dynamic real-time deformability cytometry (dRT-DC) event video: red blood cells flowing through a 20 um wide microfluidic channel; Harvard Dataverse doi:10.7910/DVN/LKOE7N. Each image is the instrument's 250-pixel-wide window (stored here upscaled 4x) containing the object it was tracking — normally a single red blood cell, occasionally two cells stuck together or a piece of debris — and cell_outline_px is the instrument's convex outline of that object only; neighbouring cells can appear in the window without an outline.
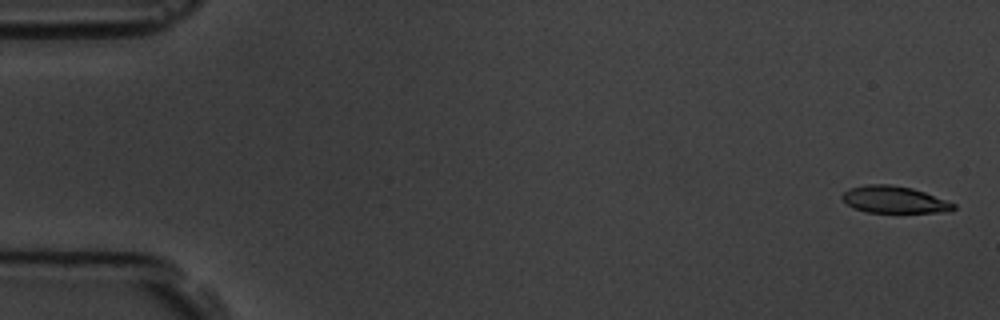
{"species": "common noctule bat (a hibernating species)", "species_latin": "Nyctalus noctula", "temperature_condition": "room temperature", "stored_images_in_passage": 13, "camera_frame_rate_fps": 3000, "um_per_image_px": 0.085, "animal": {"sex": "male", "body_mass_g": 19.5, "forearm_length_mm": 54.6}, "frame": {"image": 1, "passage_image": 1, "time_ms": 0.0, "image_size_px": [1000, 320], "cell_outline_px": [[956, 208], [952, 212], [868, 212], [856, 208], [848, 204], [840, 196], [848, 188], [864, 184], [888, 184], [912, 188], [924, 192], [956, 204]], "centroid_in_image_um": [76.02, 16.96], "position_along_channel_um": 9.0, "area_um2": 17.4}}
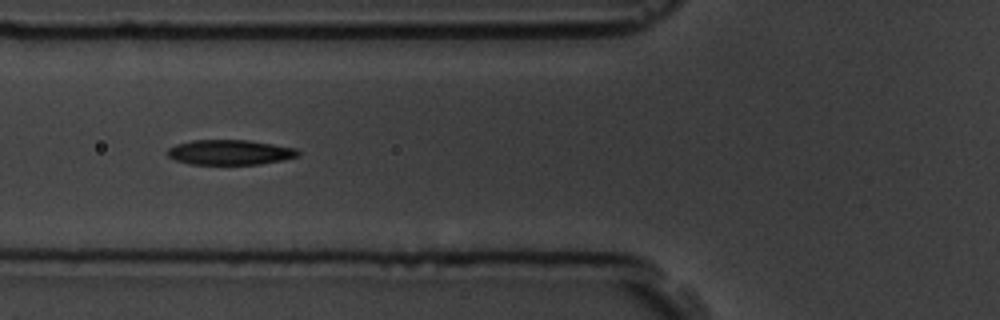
{"frame": {"image": 2, "passage_image": 6, "time_ms": 6.667, "image_size_px": [1000, 320], "cell_outline_px": [[300, 152], [296, 156], [280, 160], [260, 164], [192, 164], [176, 160], [168, 156], [168, 148], [176, 144], [192, 140], [248, 140], [296, 148]], "centroid_in_image_um": [19.52, 12.94], "position_along_channel_um": 106.3, "area_um2": 18.79}}
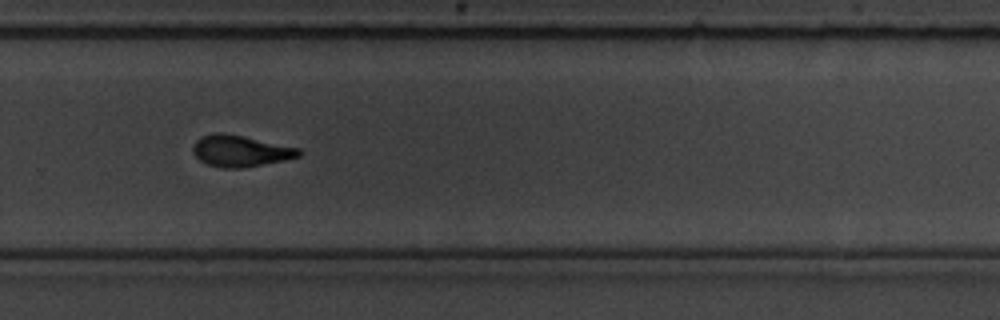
{"frame": {"image": 3, "passage_image": 11, "time_ms": 12.333, "image_size_px": [1000, 320], "cell_outline_px": [[304, 152], [300, 156], [284, 160], [240, 168], [220, 168], [208, 164], [200, 160], [192, 152], [192, 148], [196, 140], [200, 136], [216, 132], [220, 132], [244, 136], [300, 148]], "centroid_in_image_um": [20.43, 12.82], "position_along_channel_um": 309.4, "area_um2": 19.42}, "authors_computed_cell_mechanics": {"area_um2": 19.074, "velocity_mm_per_s": 3.5968, "shape_relaxation_time_tau1_ms": 3.3001, "shape_relaxation_time_tau2_ms": 2.8614, "deformation_change_tau1": 0.1412, "deformation_change_tau2": 0.0969}}